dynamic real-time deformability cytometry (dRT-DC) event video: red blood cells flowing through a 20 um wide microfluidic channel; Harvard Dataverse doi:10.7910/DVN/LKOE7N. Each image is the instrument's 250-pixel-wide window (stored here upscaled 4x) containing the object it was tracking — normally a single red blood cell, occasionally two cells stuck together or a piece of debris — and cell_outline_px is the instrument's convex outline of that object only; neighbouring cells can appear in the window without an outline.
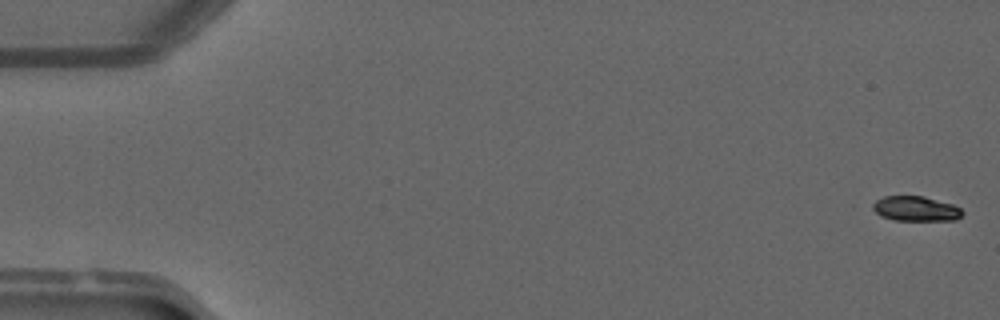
{"species": "common noctule bat (a hibernating species)", "species_latin": "Nyctalus noctula", "temperature_condition": "warm", "stored_images_in_passage": 50, "camera_frame_rate_fps": 3000, "um_per_image_px": 0.085, "animal": {"sex": "male", "forearm_length_mm": 52.5}, "frame": {"image": 1, "passage_image": 1, "time_ms": 0.0, "image_size_px": [1000, 320], "cell_outline_px": [[964, 212], [956, 220], [896, 220], [880, 216], [868, 204], [884, 196], [924, 196], [952, 204], [960, 208]], "centroid_in_image_um": [77.8, 17.73], "position_along_channel_um": 7.2, "area_um2": 13.06}}
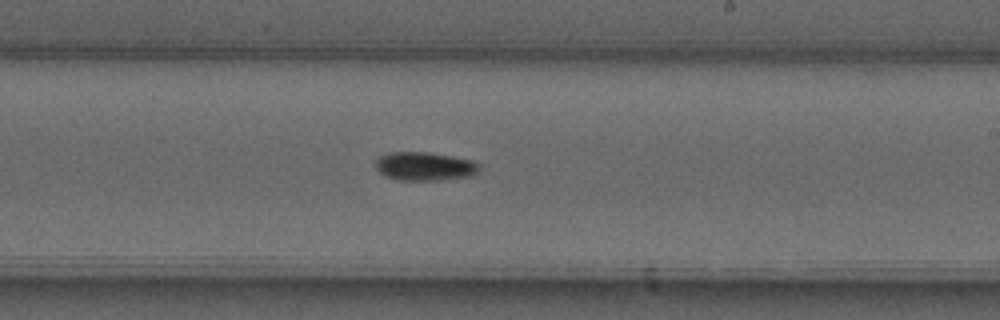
{"frame": {"image": 2, "passage_image": 30, "time_ms": 9.667, "image_size_px": [1000, 320], "cell_outline_px": [[480, 172], [472, 176], [440, 180], [396, 180], [384, 176], [372, 164], [376, 156], [388, 152], [428, 152], [452, 156], [472, 160], [480, 164]], "centroid_in_image_um": [36.06, 14.13], "position_along_channel_um": 252.9, "area_um2": 17.8}}
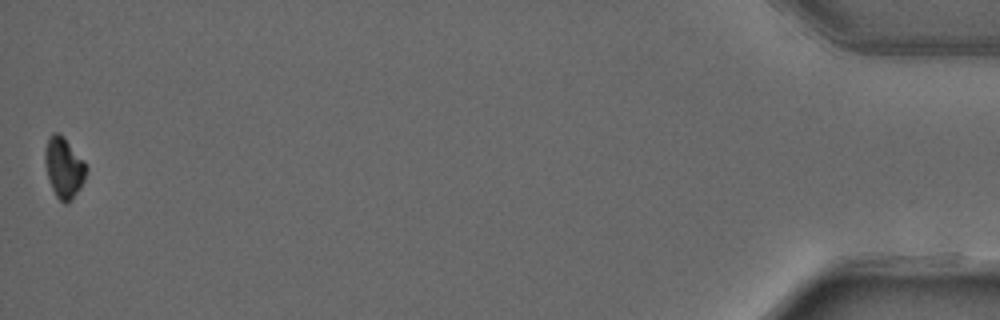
{"frame": {"image": 3, "passage_image": 50, "time_ms": 16.333, "image_size_px": [1000, 320], "cell_outline_px": [[88, 168], [84, 180], [80, 188], [72, 200], [68, 204], [64, 204], [56, 196], [52, 188], [48, 176], [44, 160], [44, 148], [48, 136], [52, 132], [60, 132], [64, 136], [84, 160]], "centroid_in_image_um": [5.43, 14.21], "position_along_channel_um": 429.8, "area_um2": 14.91}, "authors_computed_cell_mechanics": {"area_um2": 15.3459, "velocity_mm_per_s": 4.1224, "shape_relaxation_time_tau1_ms": 7.3483, "shape_relaxation_time_tau2_ms": null, "deformation_change_tau1": 0.2182, "deformation_change_tau2": null}}